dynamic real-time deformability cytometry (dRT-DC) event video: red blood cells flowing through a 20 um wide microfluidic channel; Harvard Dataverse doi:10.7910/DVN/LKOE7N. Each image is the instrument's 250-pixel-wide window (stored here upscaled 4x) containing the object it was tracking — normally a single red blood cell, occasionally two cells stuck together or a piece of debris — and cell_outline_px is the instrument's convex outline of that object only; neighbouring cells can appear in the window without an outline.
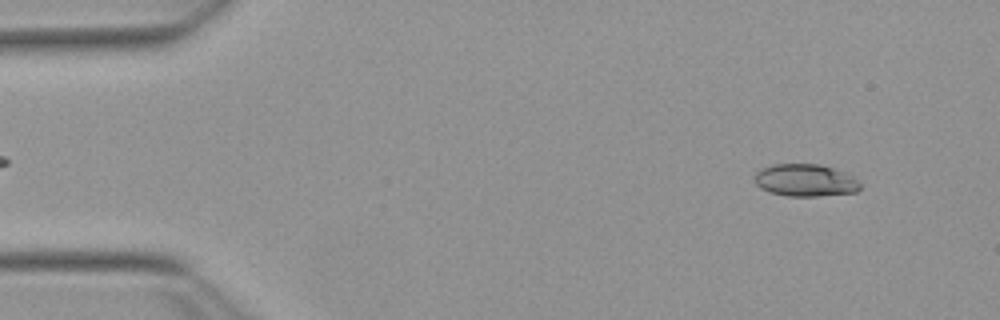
{"species": "Egyptian fruit bat (a non-hibernating species)", "species_latin": "Rousettus aegyptiacus", "temperature_condition": "warm", "stored_images_in_passage": 13, "camera_frame_rate_fps": 3000, "um_per_image_px": 0.085, "animal": {"sex": "female"}, "frame": {"image": 1, "passage_image": 4, "time_ms": 1.0, "image_size_px": [1000, 320], "cell_outline_px": [[860, 188], [856, 192], [816, 196], [788, 196], [772, 192], [760, 188], [756, 184], [756, 172], [772, 164], [820, 164], [844, 172], [852, 176], [860, 184]], "centroid_in_image_um": [68.46, 15.32], "position_along_channel_um": 16.5, "area_um2": 19.59}}